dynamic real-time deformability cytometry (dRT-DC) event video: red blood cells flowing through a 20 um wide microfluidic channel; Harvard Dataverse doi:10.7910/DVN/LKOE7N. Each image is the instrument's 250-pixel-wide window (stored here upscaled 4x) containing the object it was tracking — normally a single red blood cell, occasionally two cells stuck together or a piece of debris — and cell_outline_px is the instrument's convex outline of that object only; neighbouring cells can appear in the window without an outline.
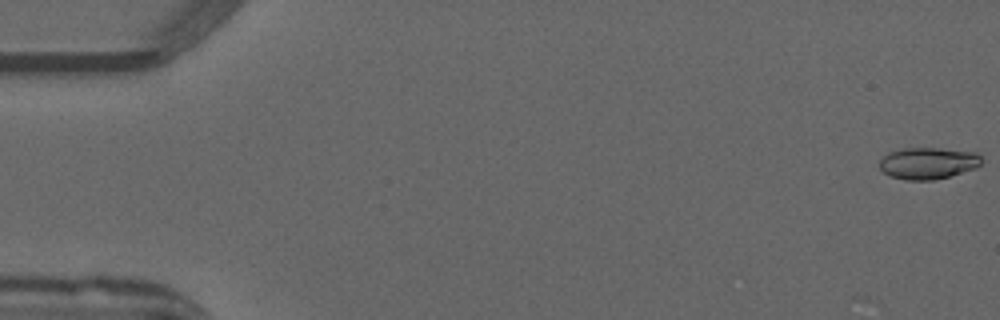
{"species": "common noctule bat (a hibernating species)", "species_latin": "Nyctalus noctula", "temperature_condition": "warm", "stored_images_in_passage": 52, "camera_frame_rate_fps": 3000, "um_per_image_px": 0.085, "animal": {"sex": "male", "forearm_length_mm": 52.5}, "frame": {"image": 1, "passage_image": 1, "time_ms": 0.0, "image_size_px": [1000, 320], "cell_outline_px": [[984, 160], [976, 168], [948, 176], [932, 180], [904, 180], [892, 176], [884, 172], [880, 168], [880, 160], [888, 152], [904, 148], [940, 148], [976, 152]], "centroid_in_image_um": [78.9, 13.86], "position_along_channel_um": 6.1, "area_um2": 18.79}}
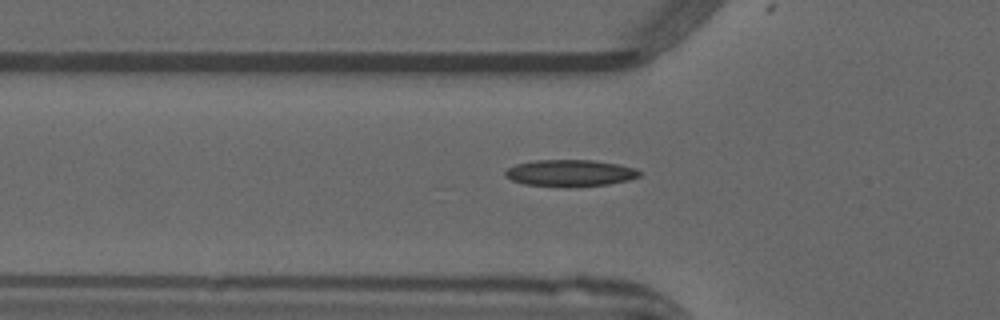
{"frame": {"image": 2, "passage_image": 18, "time_ms": 5.667, "image_size_px": [1000, 320], "cell_outline_px": [[640, 176], [628, 180], [608, 184], [568, 188], [564, 188], [524, 184], [512, 180], [504, 176], [504, 172], [508, 168], [516, 164], [536, 160], [592, 160], [616, 164], [636, 168], [640, 172]], "centroid_in_image_um": [48.43, 14.72], "position_along_channel_um": 77.4, "area_um2": 21.1}}
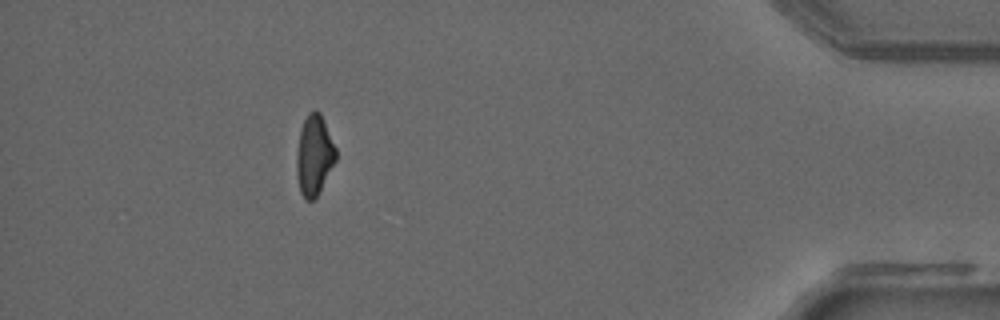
{"frame": {"image": 3, "passage_image": 47, "time_ms": 15.333, "image_size_px": [1000, 320], "cell_outline_px": [[336, 160], [316, 196], [312, 200], [304, 200], [300, 192], [296, 172], [296, 156], [300, 128], [308, 112], [312, 108], [316, 108], [320, 112], [336, 148]], "centroid_in_image_um": [26.68, 13.15], "position_along_channel_um": 408.5, "area_um2": 18.38}, "authors_computed_cell_mechanics": {"area_um2": 19.1318, "velocity_mm_per_s": 4.0035, "shape_relaxation_time_tau1_ms": null, "shape_relaxation_time_tau2_ms": 3.4266, "deformation_change_tau1": null, "deformation_change_tau2": 0.111}}